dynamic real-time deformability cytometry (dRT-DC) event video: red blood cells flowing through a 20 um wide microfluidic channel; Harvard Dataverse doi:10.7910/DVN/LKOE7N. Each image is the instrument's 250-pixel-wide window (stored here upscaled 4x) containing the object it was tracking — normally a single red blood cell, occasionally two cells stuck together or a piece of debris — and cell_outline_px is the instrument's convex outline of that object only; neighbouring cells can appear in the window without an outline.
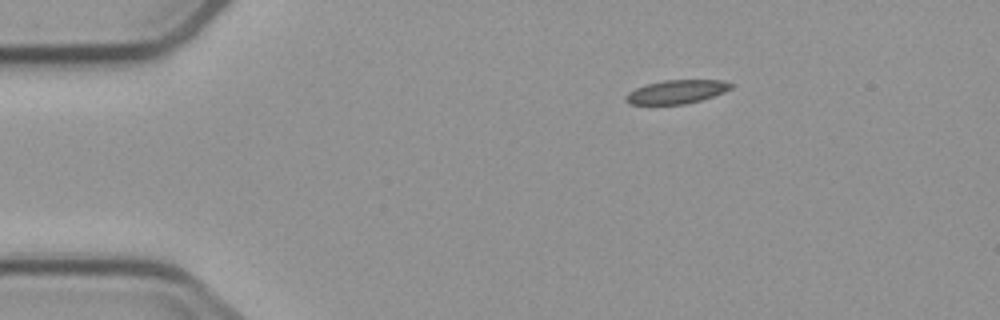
{"species": "common noctule bat (a hibernating species)", "species_latin": "Nyctalus noctula", "temperature_condition": "cold", "stored_images_in_passage": 3, "camera_frame_rate_fps": 3000, "um_per_image_px": 0.085, "animal": {"sex": "male", "body_mass_g": 23.1, "forearm_length_mm": 52.7}, "frame": {"image": 1, "passage_image": 1, "time_ms": 0.0, "image_size_px": [1000, 320], "cell_outline_px": [[736, 84], [732, 88], [724, 92], [700, 100], [684, 104], [628, 104], [624, 100], [624, 96], [628, 92], [644, 84], [664, 80], [724, 80]], "centroid_in_image_um": [57.5, 7.79], "position_along_channel_um": 27.5, "area_um2": 14.62}}
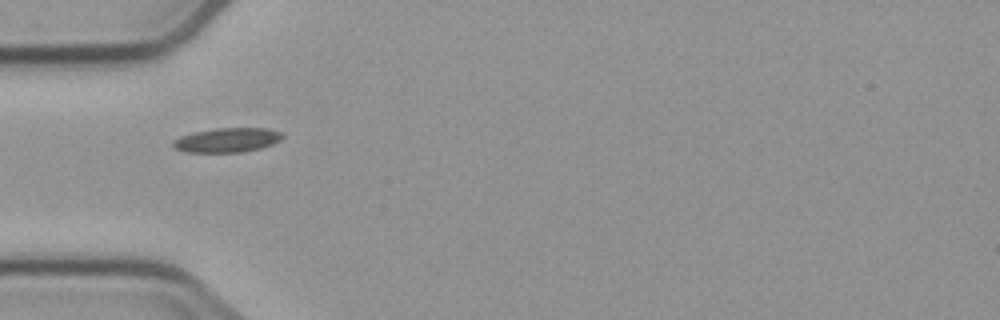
{"frame": {"image": 2, "passage_image": 3, "time_ms": 2.667, "image_size_px": [1000, 320], "cell_outline_px": [[284, 136], [280, 140], [272, 144], [260, 148], [244, 152], [184, 152], [172, 148], [172, 140], [180, 136], [192, 132], [216, 128], [268, 128], [280, 132]], "centroid_in_image_um": [19.26, 11.9], "position_along_channel_um": 65.7, "area_um2": 15.72}}